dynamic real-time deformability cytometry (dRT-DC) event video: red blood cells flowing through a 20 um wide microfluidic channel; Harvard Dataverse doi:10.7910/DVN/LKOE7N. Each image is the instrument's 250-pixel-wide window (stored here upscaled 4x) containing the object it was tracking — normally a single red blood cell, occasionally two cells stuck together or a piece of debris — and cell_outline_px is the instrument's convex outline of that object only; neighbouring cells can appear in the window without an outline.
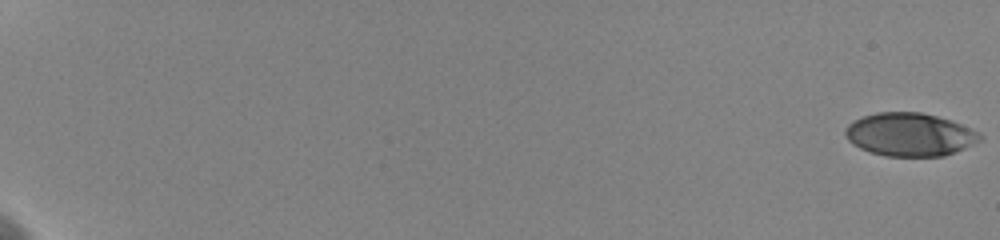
{"species": "human", "species_latin": "Homo sapiens", "temperature_condition": "cold", "stored_images_in_passage": 60, "camera_frame_rate_fps": 3000, "um_per_image_px": 0.085, "donor": {"sex": "female"}, "frame": {"image": 1, "passage_image": 1, "time_ms": 0.0, "image_size_px": [1000, 240], "cell_outline_px": [[984, 136], [980, 140], [956, 152], [944, 156], [884, 156], [860, 148], [852, 144], [848, 140], [844, 132], [848, 124], [852, 120], [876, 112], [920, 112], [952, 120], [980, 132]], "centroid_in_image_um": [77.33, 11.43], "position_along_channel_um": 7.7, "area_um2": 33.99}}
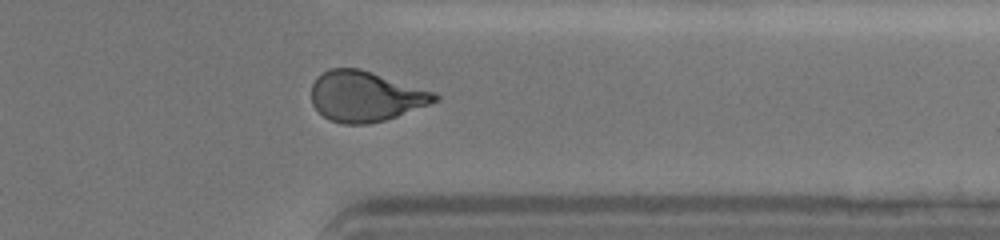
{"frame": {"image": 2, "passage_image": 51, "time_ms": 16.667, "image_size_px": [1000, 240], "cell_outline_px": [[440, 100], [396, 116], [384, 120], [368, 124], [344, 124], [328, 120], [312, 104], [312, 84], [316, 76], [328, 68], [360, 68], [436, 92], [440, 96]], "centroid_in_image_um": [31.06, 8.18], "position_along_channel_um": 380.3, "area_um2": 36.3}}
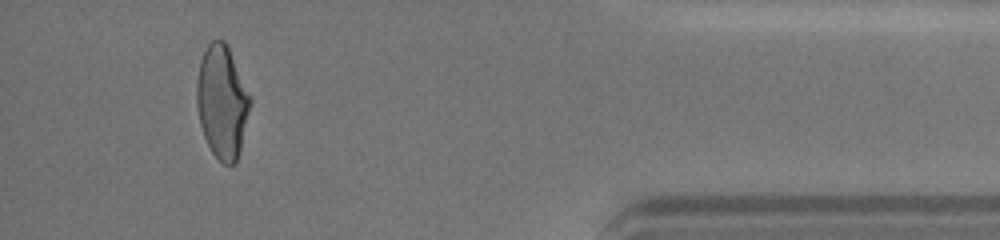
{"frame": {"image": 3, "passage_image": 57, "time_ms": 18.667, "image_size_px": [1000, 240], "cell_outline_px": [[252, 104], [240, 148], [236, 160], [232, 164], [224, 164], [212, 152], [204, 136], [200, 124], [196, 104], [196, 80], [200, 60], [208, 44], [212, 40], [224, 40], [228, 44], [252, 96]], "centroid_in_image_um": [18.89, 8.6], "position_along_channel_um": 416.3, "area_um2": 35.55}, "authors_computed_cell_mechanics": {"area_um2": 35.7782, "velocity_mm_per_s": 3.602, "shape_relaxation_time_tau1_ms": 5.235, "shape_relaxation_time_tau2_ms": 1.6047, "deformation_change_tau1": 0.1775, "deformation_change_tau2": 0.0775}}